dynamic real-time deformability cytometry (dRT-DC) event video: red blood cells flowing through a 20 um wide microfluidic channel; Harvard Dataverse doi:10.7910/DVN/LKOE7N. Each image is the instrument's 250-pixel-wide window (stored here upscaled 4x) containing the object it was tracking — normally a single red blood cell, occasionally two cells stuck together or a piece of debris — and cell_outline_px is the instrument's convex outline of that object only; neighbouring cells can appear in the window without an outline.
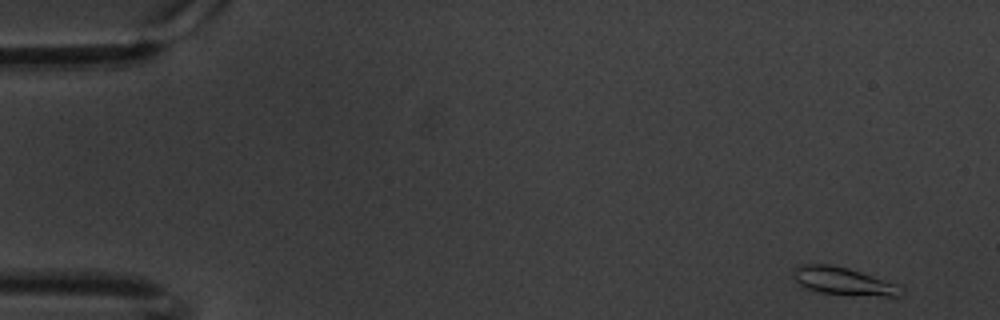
{"species": "common noctule bat (a hibernating species)", "species_latin": "Nyctalus noctula", "temperature_condition": "warm", "stored_images_in_passage": 58, "camera_frame_rate_fps": 3000, "um_per_image_px": 0.085, "animal": {"sex": "male", "body_mass_g": 20.1, "forearm_length_mm": 53.5}, "frame": {"image": 1, "passage_image": 1, "time_ms": 0.0, "image_size_px": [1000, 320], "cell_outline_px": [[904, 292], [896, 296], [884, 296], [820, 292], [808, 288], [800, 284], [792, 276], [792, 268], [796, 264], [828, 264], [848, 268], [896, 284]], "centroid_in_image_um": [71.59, 23.86], "position_along_channel_um": 13.4, "area_um2": 16.94}}
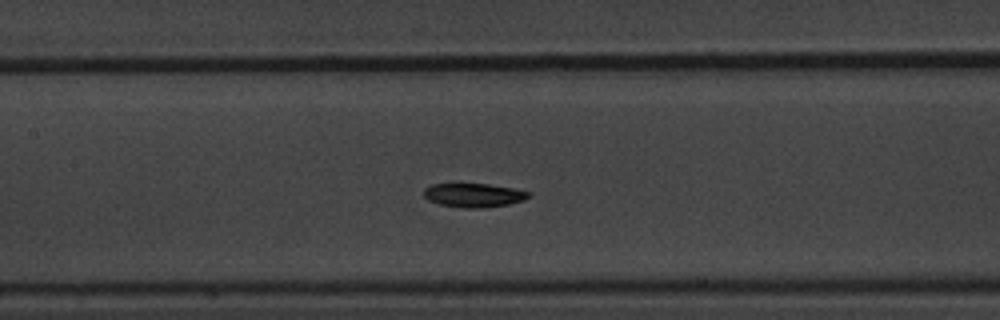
{"frame": {"image": 2, "passage_image": 26, "time_ms": 8.333, "image_size_px": [1000, 320], "cell_outline_px": [[532, 196], [524, 200], [508, 204], [484, 208], [464, 208], [440, 204], [428, 200], [424, 196], [424, 188], [432, 184], [452, 180], [488, 184], [512, 188], [532, 192]], "centroid_in_image_um": [40.22, 16.54], "position_along_channel_um": 167.2, "area_um2": 15.43}}
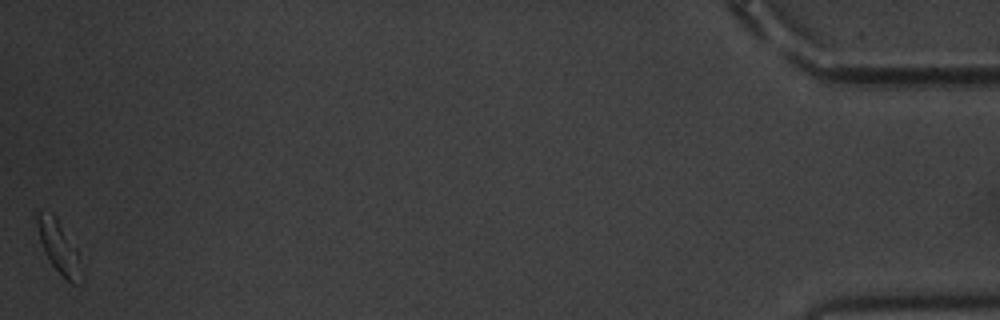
{"frame": {"image": 3, "passage_image": 58, "time_ms": 19.0, "image_size_px": [1000, 320], "cell_outline_px": [[84, 284], [72, 284], [52, 264], [44, 252], [40, 240], [32, 212], [52, 212], [56, 216], [76, 248], [84, 276]], "centroid_in_image_um": [5.0, 20.98], "position_along_channel_um": 430.2, "area_um2": 13.81}, "authors_computed_cell_mechanics": {"area_um2": 15.028, "velocity_mm_per_s": 3.3252, "shape_relaxation_time_tau1_ms": 9.5507, "shape_relaxation_time_tau2_ms": null, "deformation_change_tau1": 0.2675, "deformation_change_tau2": null}}